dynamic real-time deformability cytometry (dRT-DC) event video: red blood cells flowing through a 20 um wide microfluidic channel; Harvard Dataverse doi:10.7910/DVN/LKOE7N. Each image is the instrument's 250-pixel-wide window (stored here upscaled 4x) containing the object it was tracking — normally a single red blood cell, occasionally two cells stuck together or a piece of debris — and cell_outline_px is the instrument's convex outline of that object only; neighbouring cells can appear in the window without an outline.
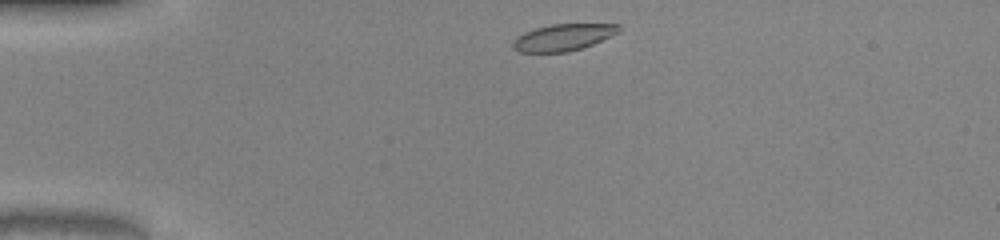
{"species": "common noctule bat (a hibernating species)", "species_latin": "Nyctalus noctula", "temperature_condition": "warm", "stored_images_in_passage": 34, "camera_frame_rate_fps": 3000, "um_per_image_px": 0.085, "animal": {"sex": "male", "body_mass_g": 20.0, "forearm_length_mm": 53.3}, "frame": {"image": 1, "passage_image": 1, "time_ms": 0.0, "image_size_px": [1000, 240], "cell_outline_px": [[620, 32], [592, 44], [568, 52], [520, 52], [512, 48], [512, 44], [516, 36], [524, 32], [536, 28], [552, 24], [620, 24]], "centroid_in_image_um": [47.85, 3.17], "position_along_channel_um": 37.1, "area_um2": 16.42}}
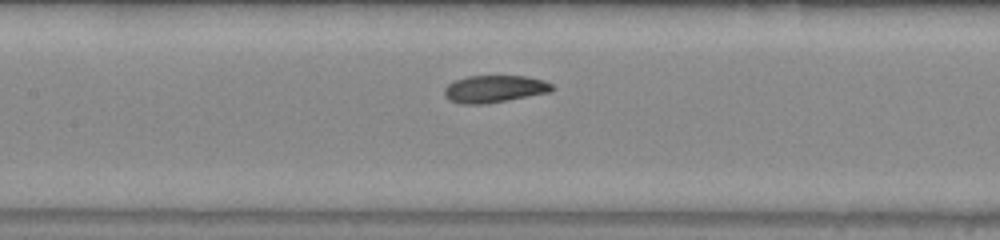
{"frame": {"image": 2, "passage_image": 14, "time_ms": 4.333, "image_size_px": [1000, 240], "cell_outline_px": [[556, 88], [552, 92], [508, 100], [484, 104], [460, 104], [448, 100], [444, 96], [444, 88], [448, 84], [456, 80], [468, 76], [524, 76], [544, 80], [552, 84]], "centroid_in_image_um": [42.04, 7.56], "position_along_channel_um": 165.4, "area_um2": 17.28}}
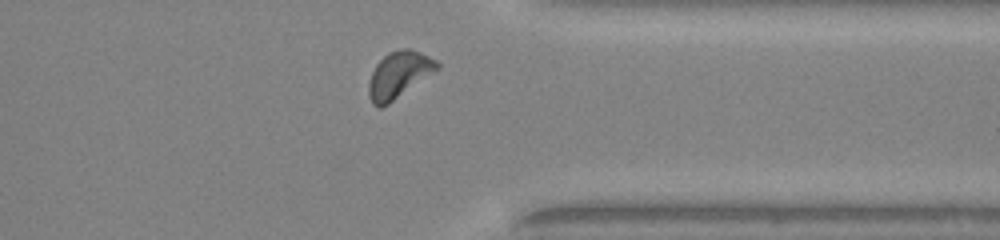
{"frame": {"image": 3, "passage_image": 30, "time_ms": 9.667, "image_size_px": [1000, 240], "cell_outline_px": [[440, 68], [388, 104], [380, 108], [376, 108], [372, 104], [368, 96], [368, 84], [372, 72], [376, 64], [388, 52], [400, 48], [408, 48], [420, 52], [436, 60], [440, 64]], "centroid_in_image_um": [33.88, 6.36], "position_along_channel_um": 377.5, "area_um2": 18.55}, "authors_computed_cell_mechanics": {"area_um2": 17.6001, "velocity_mm_per_s": 4.0433, "shape_relaxation_time_tau1_ms": 4.2126, "shape_relaxation_time_tau2_ms": null, "deformation_change_tau1": 0.1721, "deformation_change_tau2": null}}